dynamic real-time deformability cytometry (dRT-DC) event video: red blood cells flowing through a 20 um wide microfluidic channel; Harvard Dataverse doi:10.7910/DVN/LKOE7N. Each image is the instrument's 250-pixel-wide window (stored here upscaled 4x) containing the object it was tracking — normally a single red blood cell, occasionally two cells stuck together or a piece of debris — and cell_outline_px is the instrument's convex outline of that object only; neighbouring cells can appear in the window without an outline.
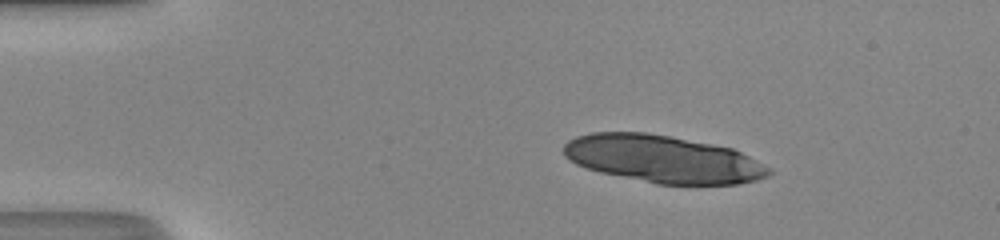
{"species": "human", "species_latin": "Homo sapiens", "temperature_condition": "room temperature", "stored_images_in_passage": 47, "camera_frame_rate_fps": 3000, "um_per_image_px": 0.085, "donor": {"sex": "male"}, "frame": {"image": 1, "passage_image": 7, "time_ms": 2.0, "image_size_px": [1000, 240], "cell_outline_px": [[772, 172], [768, 176], [756, 180], [736, 184], [656, 184], [600, 172], [576, 164], [568, 160], [564, 156], [564, 144], [568, 140], [576, 136], [592, 132], [648, 132], [712, 144], [732, 148], [772, 168]], "centroid_in_image_um": [56.33, 13.51], "position_along_channel_um": 28.7, "area_um2": 56.64}}
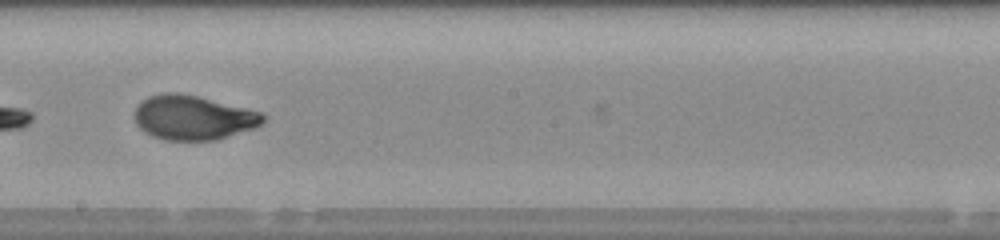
{"frame": {"image": 2, "passage_image": 27, "time_ms": 8.667, "image_size_px": [1000, 240], "cell_outline_px": [[264, 124], [256, 128], [216, 140], [164, 140], [152, 136], [144, 132], [136, 124], [132, 116], [136, 108], [148, 96], [164, 92], [176, 92], [196, 96], [264, 112]], "centroid_in_image_um": [16.43, 10.0], "position_along_channel_um": 231.8, "area_um2": 33.58}}
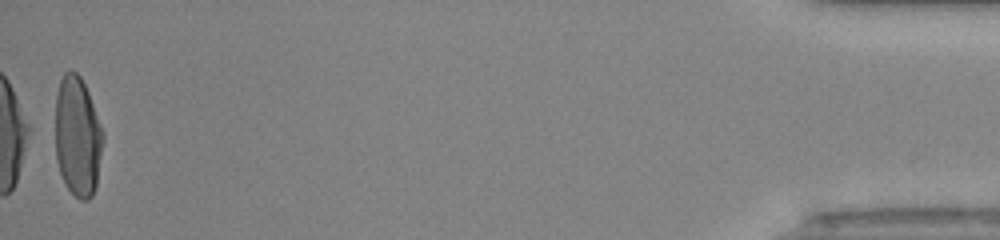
{"frame": {"image": 3, "passage_image": 47, "time_ms": 15.333, "image_size_px": [1000, 240], "cell_outline_px": [[104, 140], [96, 188], [92, 196], [88, 200], [80, 200], [64, 184], [56, 160], [56, 96], [60, 80], [64, 72], [76, 72], [80, 76], [88, 92], [104, 132]], "centroid_in_image_um": [6.61, 11.64], "position_along_channel_um": 428.6, "area_um2": 33.52}, "authors_computed_cell_mechanics": {"area_um2": 33.7552, "velocity_mm_per_s": 4.3433, "shape_relaxation_time_tau1_ms": 4.7751, "shape_relaxation_time_tau2_ms": null, "deformation_change_tau1": 0.225, "deformation_change_tau2": null}}